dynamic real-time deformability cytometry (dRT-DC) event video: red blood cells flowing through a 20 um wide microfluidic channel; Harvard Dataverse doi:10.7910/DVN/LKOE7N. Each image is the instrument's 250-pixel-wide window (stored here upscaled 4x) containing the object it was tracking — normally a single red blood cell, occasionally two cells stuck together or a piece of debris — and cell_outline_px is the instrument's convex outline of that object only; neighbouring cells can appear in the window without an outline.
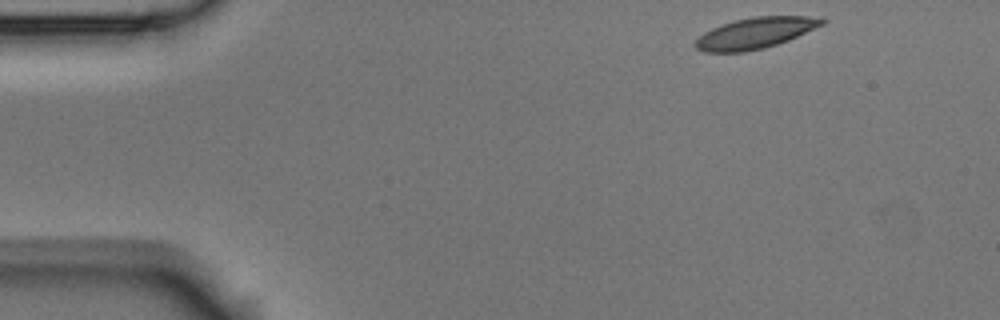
{"species": "Egyptian fruit bat (a non-hibernating species)", "species_latin": "Rousettus aegyptiacus", "temperature_condition": "room temperature", "stored_images_in_passage": 51, "camera_frame_rate_fps": 3000, "um_per_image_px": 0.085, "animal": {"sex": "male"}, "frame": {"image": 1, "passage_image": 1, "time_ms": 0.0, "image_size_px": [1000, 320], "cell_outline_px": [[828, 20], [824, 24], [788, 40], [764, 48], [744, 52], [704, 52], [696, 48], [692, 44], [704, 32], [720, 24], [736, 20], [756, 16], [808, 16]], "centroid_in_image_um": [64.16, 2.81], "position_along_channel_um": 20.8, "area_um2": 22.77}}
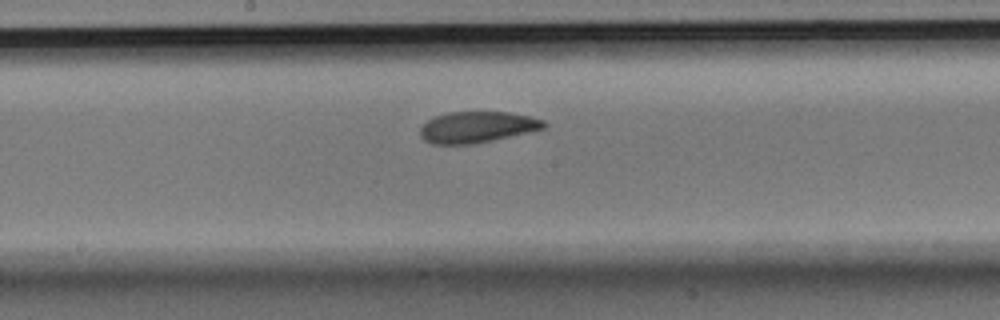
{"frame": {"image": 2, "passage_image": 24, "time_ms": 7.667, "image_size_px": [1000, 320], "cell_outline_px": [[548, 124], [544, 128], [528, 132], [476, 144], [432, 144], [424, 140], [420, 136], [420, 128], [428, 120], [436, 116], [448, 112], [508, 112], [528, 116], [544, 120]], "centroid_in_image_um": [40.54, 10.81], "position_along_channel_um": 207.7, "area_um2": 22.43}}
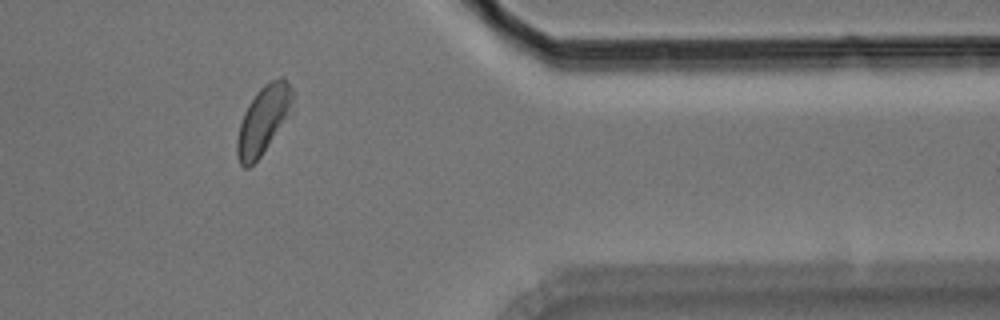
{"frame": {"image": 3, "passage_image": 41, "time_ms": 13.333, "image_size_px": [1000, 320], "cell_outline_px": [[292, 116], [260, 156], [248, 168], [244, 168], [240, 164], [236, 152], [236, 140], [240, 124], [244, 112], [248, 104], [256, 92], [264, 84], [280, 76], [292, 88]], "centroid_in_image_um": [22.4, 10.21], "position_along_channel_um": 389.0, "area_um2": 22.25}, "authors_computed_cell_mechanics": {"area_um2": 23.0044, "velocity_mm_per_s": 3.5308, "shape_relaxation_time_tau1_ms": 3.9483, "shape_relaxation_time_tau2_ms": 2.261, "deformation_change_tau1": 0.1173, "deformation_change_tau2": 0.0655}}